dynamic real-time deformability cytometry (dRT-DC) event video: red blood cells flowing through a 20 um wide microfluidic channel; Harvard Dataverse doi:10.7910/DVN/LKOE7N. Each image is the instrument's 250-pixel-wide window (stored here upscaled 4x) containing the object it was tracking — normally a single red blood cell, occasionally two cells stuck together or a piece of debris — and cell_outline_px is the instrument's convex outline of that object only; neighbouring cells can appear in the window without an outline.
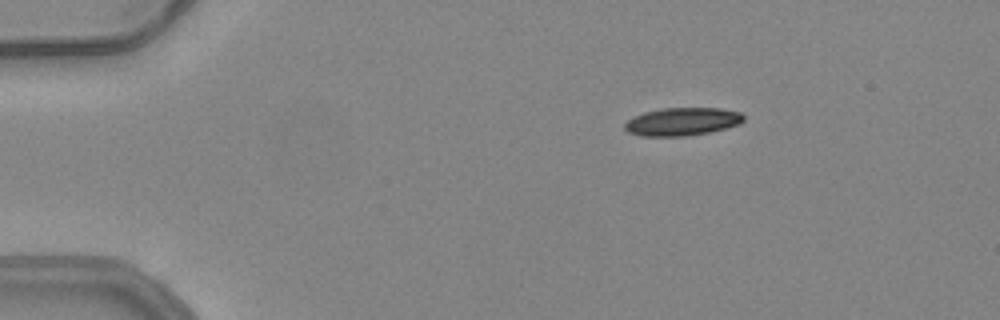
{"species": "common noctule bat (a hibernating species)", "species_latin": "Nyctalus noctula", "temperature_condition": "warm", "stored_images_in_passage": 47, "camera_frame_rate_fps": 3000, "um_per_image_px": 0.085, "animal": {"sex": "female", "body_mass_g": 24.6, "forearm_length_mm": 56.2}, "frame": {"image": 1, "passage_image": 3, "time_ms": 0.667, "image_size_px": [1000, 320], "cell_outline_px": [[744, 120], [740, 124], [708, 132], [684, 136], [640, 136], [628, 132], [624, 128], [624, 124], [628, 120], [644, 112], [660, 108], [720, 108], [740, 112], [744, 116]], "centroid_in_image_um": [57.98, 10.33], "position_along_channel_um": 27.0, "area_um2": 19.31}}
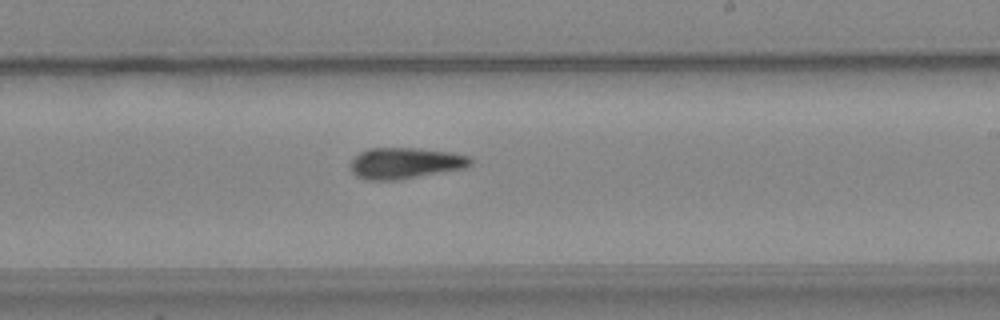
{"frame": {"image": 2, "passage_image": 26, "time_ms": 8.333, "image_size_px": [1000, 320], "cell_outline_px": [[476, 160], [472, 164], [464, 168], [400, 180], [364, 180], [356, 176], [352, 172], [348, 164], [360, 152], [368, 148], [416, 148], [452, 152], [468, 156]], "centroid_in_image_um": [34.44, 13.87], "position_along_channel_um": 254.6, "area_um2": 22.08}}
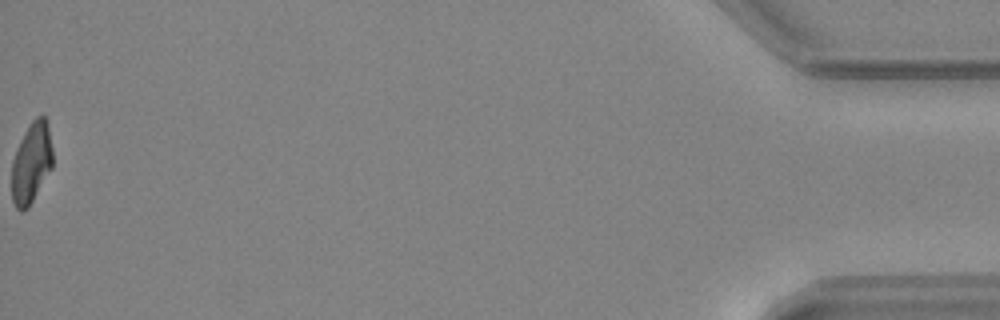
{"frame": {"image": 3, "passage_image": 47, "time_ms": 15.333, "image_size_px": [1000, 320], "cell_outline_px": [[52, 168], [28, 208], [20, 212], [16, 208], [12, 200], [12, 160], [16, 148], [24, 132], [32, 120], [36, 116], [44, 116], [48, 120], [52, 148]], "centroid_in_image_um": [2.67, 13.83], "position_along_channel_um": 432.5, "area_um2": 19.48}, "authors_computed_cell_mechanics": {"area_um2": 21.2704, "velocity_mm_per_s": 3.9596, "shape_relaxation_time_tau1_ms": null, "shape_relaxation_time_tau2_ms": 5.3226, "deformation_change_tau1": null, "deformation_change_tau2": 0.1589}}